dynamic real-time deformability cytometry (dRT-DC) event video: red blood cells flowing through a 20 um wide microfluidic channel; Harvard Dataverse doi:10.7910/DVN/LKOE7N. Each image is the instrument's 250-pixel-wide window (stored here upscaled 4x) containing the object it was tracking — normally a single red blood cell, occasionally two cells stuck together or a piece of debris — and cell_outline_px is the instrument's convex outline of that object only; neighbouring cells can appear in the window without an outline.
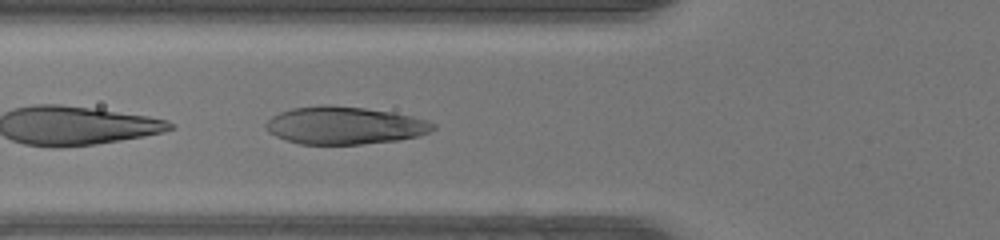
{"species": "human", "species_latin": "Homo sapiens", "temperature_condition": "warm", "stored_images_in_passage": 30, "camera_frame_rate_fps": 3000, "um_per_image_px": 0.085, "donor": {"sex": "female"}, "frame": {"image": 1, "passage_image": 17, "time_ms": 5.333, "image_size_px": [1000, 240], "cell_outline_px": [[436, 128], [420, 136], [396, 140], [360, 144], [300, 144], [276, 136], [268, 132], [264, 128], [264, 124], [272, 116], [280, 112], [292, 108], [324, 104], [364, 108], [392, 112], [412, 116], [428, 120], [436, 124]], "centroid_in_image_um": [29.28, 10.66], "position_along_channel_um": 96.5, "area_um2": 36.7}}
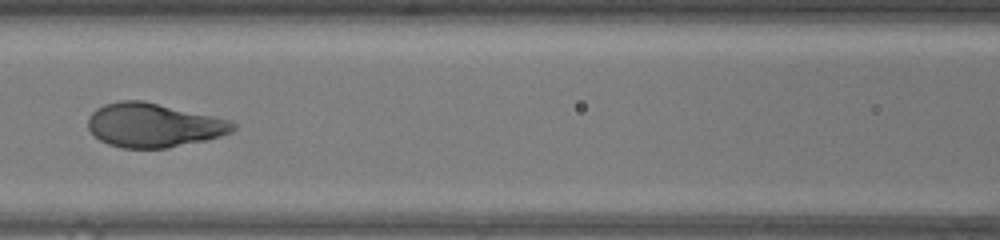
{"frame": {"image": 2, "passage_image": 21, "time_ms": 6.667, "image_size_px": [1000, 240], "cell_outline_px": [[236, 128], [232, 132], [220, 136], [204, 140], [168, 148], [120, 148], [108, 144], [100, 140], [88, 128], [88, 116], [96, 108], [104, 104], [120, 100], [144, 100], [232, 120], [236, 124]], "centroid_in_image_um": [13.06, 10.63], "position_along_channel_um": 153.5, "area_um2": 37.4}}
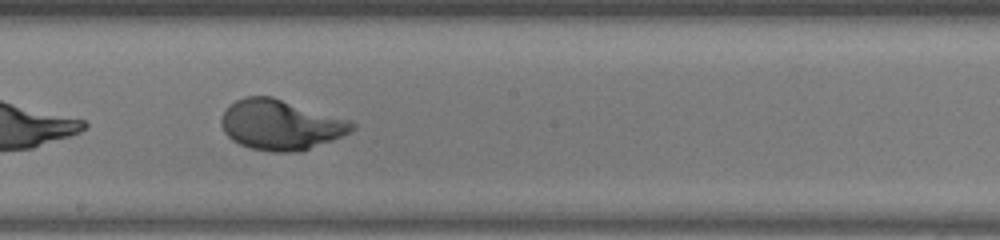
{"frame": {"image": 3, "passage_image": 26, "time_ms": 8.333, "image_size_px": [1000, 240], "cell_outline_px": [[356, 128], [332, 140], [296, 152], [272, 152], [252, 148], [240, 144], [232, 140], [224, 132], [220, 124], [220, 120], [224, 112], [236, 100], [244, 96], [272, 96], [348, 120], [356, 124]], "centroid_in_image_um": [23.81, 10.6], "position_along_channel_um": 224.4, "area_um2": 37.69}}